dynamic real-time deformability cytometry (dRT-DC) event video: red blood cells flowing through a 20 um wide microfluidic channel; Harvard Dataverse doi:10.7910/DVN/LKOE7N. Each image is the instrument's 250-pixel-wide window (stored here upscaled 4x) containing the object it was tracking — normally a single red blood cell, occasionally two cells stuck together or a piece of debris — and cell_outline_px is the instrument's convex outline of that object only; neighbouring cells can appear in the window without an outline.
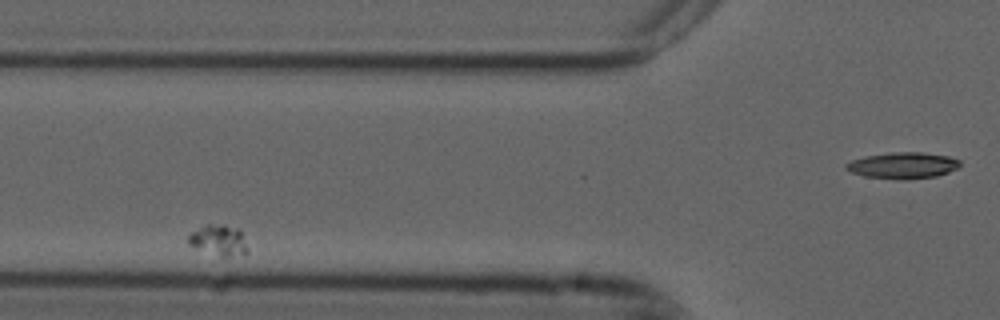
{"species": "common noctule bat (a hibernating species)", "species_latin": "Nyctalus noctula", "temperature_condition": "cold", "stored_images_in_passage": 9, "camera_frame_rate_fps": 3000, "um_per_image_px": 0.085, "animal": {"sex": "male", "forearm_length_mm": 52.5}, "frame": {"image": 1, "passage_image": 5, "time_ms": 1.333, "image_size_px": [1000, 320], "cell_outline_px": [[248, 252], [224, 260], [220, 260], [188, 244], [188, 236], [192, 232], [204, 224], [224, 224], [236, 228], [240, 232]], "centroid_in_image_um": [18.55, 20.48], "position_along_channel_um": 107.3, "area_um2": 11.04}}
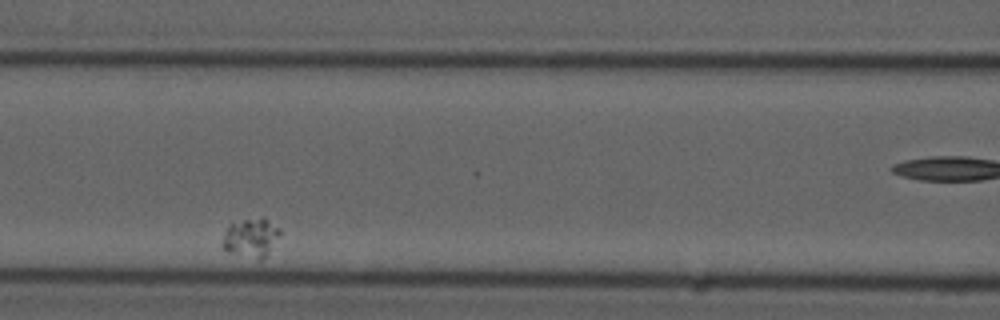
{"frame": {"image": 2, "passage_image": 9, "time_ms": 2.667, "image_size_px": [1000, 320], "cell_outline_px": [[280, 232], [264, 256], [260, 260], [224, 252], [224, 232], [232, 224], [244, 220], [264, 216], [280, 228]], "centroid_in_image_um": [21.32, 20.2], "position_along_channel_um": 145.3, "area_um2": 12.66}}